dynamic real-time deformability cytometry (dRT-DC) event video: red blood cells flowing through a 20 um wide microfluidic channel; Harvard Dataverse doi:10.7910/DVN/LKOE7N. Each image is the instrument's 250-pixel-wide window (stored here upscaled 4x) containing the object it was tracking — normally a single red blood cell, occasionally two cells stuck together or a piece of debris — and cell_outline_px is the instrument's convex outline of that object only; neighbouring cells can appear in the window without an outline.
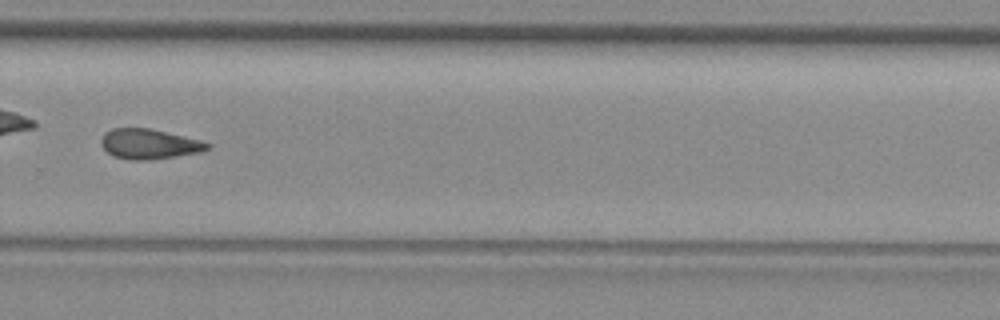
{"species": "common noctule bat (a hibernating species)", "species_latin": "Nyctalus noctula", "temperature_condition": "room temperature", "stored_images_in_passage": 31, "camera_frame_rate_fps": 3000, "um_per_image_px": 0.085, "animal": {"sex": "female", "body_mass_g": 29.2, "forearm_length_mm": 56.3}, "frame": {"image": 1, "passage_image": 18, "time_ms": 5.667, "image_size_px": [1000, 320], "cell_outline_px": [[212, 148], [200, 152], [176, 156], [148, 160], [128, 160], [112, 156], [100, 144], [100, 140], [104, 132], [112, 128], [148, 128], [200, 140], [212, 144]], "centroid_in_image_um": [12.66, 12.24], "position_along_channel_um": 317.1, "area_um2": 18.67}}